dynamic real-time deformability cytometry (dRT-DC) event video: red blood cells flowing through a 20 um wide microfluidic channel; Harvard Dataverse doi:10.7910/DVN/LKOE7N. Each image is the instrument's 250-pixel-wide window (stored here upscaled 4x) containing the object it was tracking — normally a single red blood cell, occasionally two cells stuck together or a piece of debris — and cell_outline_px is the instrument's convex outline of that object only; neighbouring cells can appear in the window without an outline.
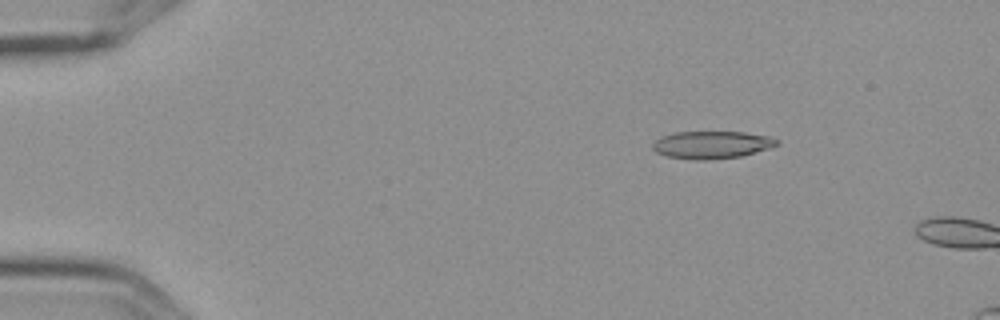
{"species": "Egyptian fruit bat (a non-hibernating species)", "species_latin": "Rousettus aegyptiacus", "temperature_condition": "cold", "stored_images_in_passage": 2, "camera_frame_rate_fps": 3000, "um_per_image_px": 0.085, "frame": {"image": 1, "passage_image": 1, "time_ms": 0.0, "image_size_px": [1000, 320], "cell_outline_px": [[780, 140], [776, 144], [768, 148], [740, 156], [708, 160], [692, 160], [668, 156], [656, 152], [652, 148], [652, 144], [660, 136], [676, 132], [744, 132], [772, 136]], "centroid_in_image_um": [60.48, 12.3], "position_along_channel_um": 24.5, "area_um2": 19.88}}